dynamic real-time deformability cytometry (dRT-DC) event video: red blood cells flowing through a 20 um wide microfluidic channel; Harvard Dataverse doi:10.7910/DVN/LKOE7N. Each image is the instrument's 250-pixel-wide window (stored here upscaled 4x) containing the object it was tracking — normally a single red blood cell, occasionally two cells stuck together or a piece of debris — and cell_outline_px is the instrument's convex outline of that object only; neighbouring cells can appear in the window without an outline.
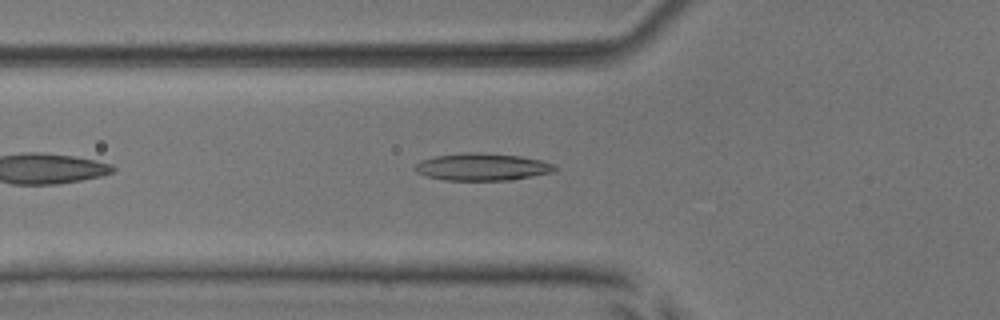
{"species": "common noctule bat (a hibernating species)", "species_latin": "Nyctalus noctula", "temperature_condition": "room temperature", "stored_images_in_passage": 40, "camera_frame_rate_fps": 3000, "um_per_image_px": 0.085, "animal": {"sex": "male", "body_mass_g": 17.9, "forearm_length_mm": 54.2}, "frame": {"image": 1, "passage_image": 6, "time_ms": 1.667, "image_size_px": [1000, 320], "cell_outline_px": [[560, 168], [552, 172], [512, 180], [444, 180], [428, 176], [416, 172], [412, 168], [420, 160], [436, 156], [460, 152], [480, 152], [520, 156], [540, 160], [552, 164]], "centroid_in_image_um": [40.96, 14.18], "position_along_channel_um": 84.8, "area_um2": 22.31}}
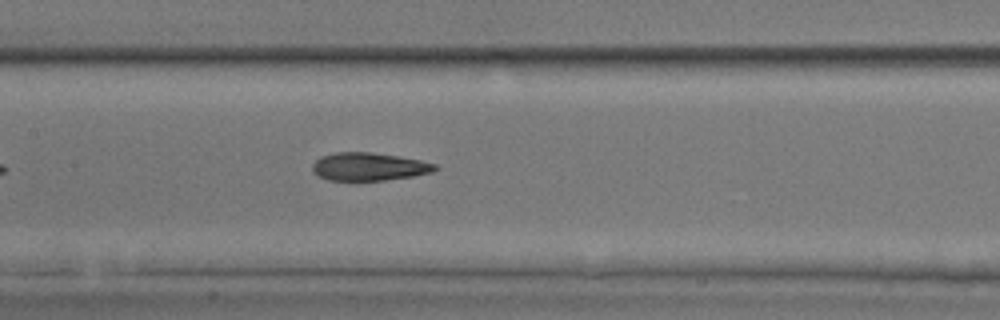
{"frame": {"image": 2, "passage_image": 13, "time_ms": 4.0, "image_size_px": [1000, 320], "cell_outline_px": [[440, 168], [432, 172], [412, 176], [384, 180], [328, 180], [320, 176], [312, 168], [312, 164], [320, 156], [336, 152], [372, 152], [420, 160], [436, 164]], "centroid_in_image_um": [31.37, 14.16], "position_along_channel_um": 176.0, "area_um2": 19.83}}
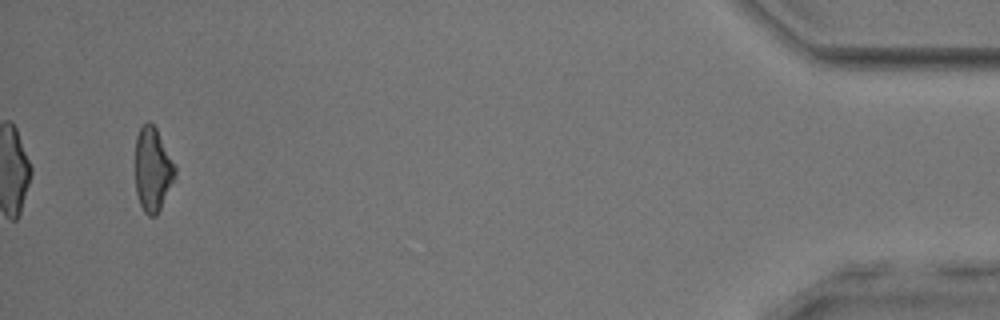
{"frame": {"image": 3, "passage_image": 38, "time_ms": 12.333, "image_size_px": [1000, 320], "cell_outline_px": [[176, 172], [160, 208], [156, 216], [148, 216], [144, 212], [140, 204], [136, 192], [136, 136], [140, 128], [148, 120], [156, 128], [176, 168]], "centroid_in_image_um": [12.95, 14.4], "position_along_channel_um": 422.2, "area_um2": 18.96}, "authors_computed_cell_mechanics": {"area_um2": 20.1722, "velocity_mm_per_s": 3.8965, "shape_relaxation_time_tau1_ms": 4.7352, "shape_relaxation_time_tau2_ms": 1.7674, "deformation_change_tau1": 0.1352, "deformation_change_tau2": 0.1057}}